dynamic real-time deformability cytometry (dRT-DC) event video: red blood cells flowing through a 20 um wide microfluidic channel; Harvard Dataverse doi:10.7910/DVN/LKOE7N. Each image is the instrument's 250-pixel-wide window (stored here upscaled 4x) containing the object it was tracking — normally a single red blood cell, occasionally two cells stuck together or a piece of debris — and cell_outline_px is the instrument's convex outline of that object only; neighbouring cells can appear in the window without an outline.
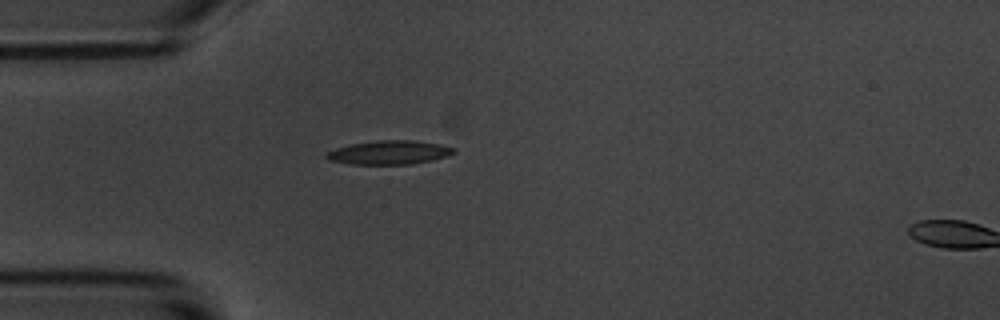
{"species": "common noctule bat (a hibernating species)", "species_latin": "Nyctalus noctula", "temperature_condition": "room temperature", "stored_images_in_passage": 2, "segment_of_instrument_passage": [1, 2], "camera_frame_rate_fps": 3000, "um_per_image_px": 0.085, "animal": {"sex": "male", "body_mass_g": 20.1, "forearm_length_mm": 53.5}, "frame": {"image": 1, "passage_image": 1, "time_ms": 0.0, "image_size_px": [1000, 320], "cell_outline_px": [[456, 152], [448, 156], [432, 160], [412, 164], [352, 164], [328, 160], [324, 156], [324, 152], [348, 144], [376, 140], [412, 140], [440, 144], [456, 148]], "centroid_in_image_um": [33.06, 12.95], "position_along_channel_um": 51.9, "area_um2": 17.92}}